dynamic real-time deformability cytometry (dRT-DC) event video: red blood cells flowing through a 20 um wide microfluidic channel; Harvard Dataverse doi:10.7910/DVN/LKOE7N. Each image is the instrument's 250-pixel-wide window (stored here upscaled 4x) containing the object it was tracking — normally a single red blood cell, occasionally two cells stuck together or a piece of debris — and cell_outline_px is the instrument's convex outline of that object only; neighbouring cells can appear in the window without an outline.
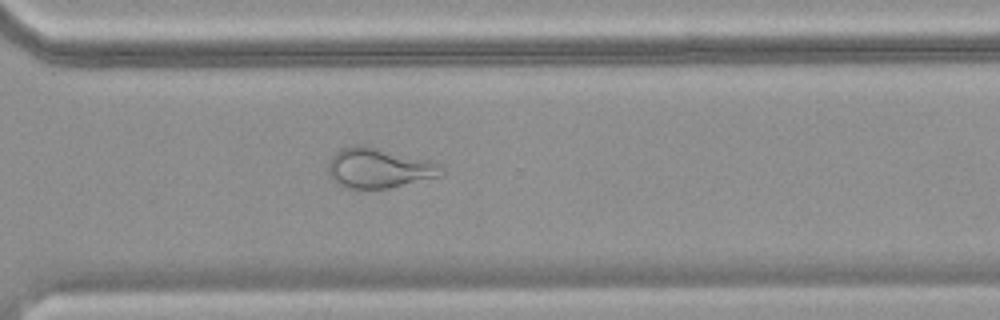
{"species": "common noctule bat (a hibernating species)", "species_latin": "Nyctalus noctula", "temperature_condition": "warm", "stored_images_in_passage": 67, "camera_frame_rate_fps": 3000, "um_per_image_px": 0.085, "animal": {"sex": "female", "body_mass_g": 18.4}, "frame": {"image": 1, "passage_image": 48, "time_ms": 15.667, "image_size_px": [1000, 320], "cell_outline_px": [[444, 176], [388, 188], [340, 188], [332, 180], [328, 172], [328, 164], [332, 156], [340, 148], [356, 144], [364, 144], [432, 160], [444, 164]], "centroid_in_image_um": [32.25, 14.27], "position_along_channel_um": 338.3, "area_um2": 27.22}}
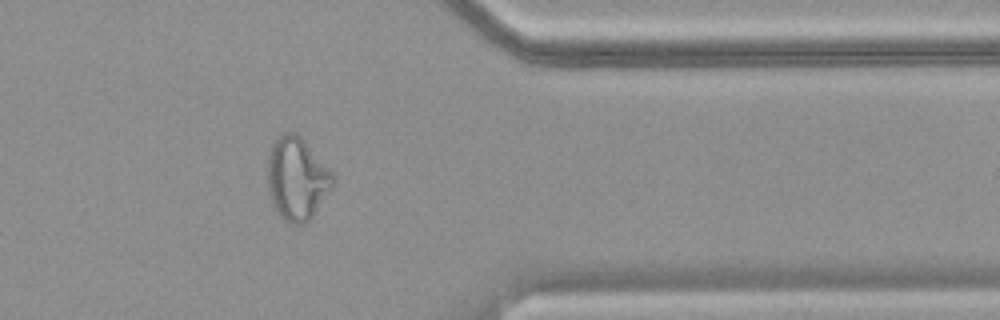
{"frame": {"image": 2, "passage_image": 54, "time_ms": 17.667, "image_size_px": [1000, 320], "cell_outline_px": [[336, 184], [312, 216], [304, 224], [292, 224], [284, 220], [272, 208], [268, 192], [268, 152], [276, 136], [284, 132], [296, 132], [304, 140], [336, 176]], "centroid_in_image_um": [25.23, 15.18], "position_along_channel_um": 386.2, "area_um2": 32.08}}
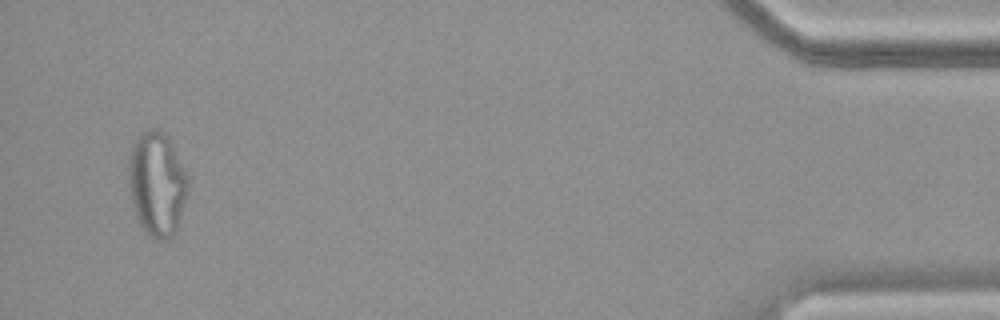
{"frame": {"image": 3, "passage_image": 64, "time_ms": 21.0, "image_size_px": [1000, 320], "cell_outline_px": [[188, 188], [180, 228], [172, 236], [164, 240], [156, 240], [148, 236], [140, 224], [136, 216], [132, 204], [128, 188], [128, 160], [132, 144], [140, 132], [152, 128], [156, 128], [164, 132], [168, 136], [188, 176]], "centroid_in_image_um": [13.34, 15.65], "position_along_channel_um": 421.9, "area_um2": 36.93}}